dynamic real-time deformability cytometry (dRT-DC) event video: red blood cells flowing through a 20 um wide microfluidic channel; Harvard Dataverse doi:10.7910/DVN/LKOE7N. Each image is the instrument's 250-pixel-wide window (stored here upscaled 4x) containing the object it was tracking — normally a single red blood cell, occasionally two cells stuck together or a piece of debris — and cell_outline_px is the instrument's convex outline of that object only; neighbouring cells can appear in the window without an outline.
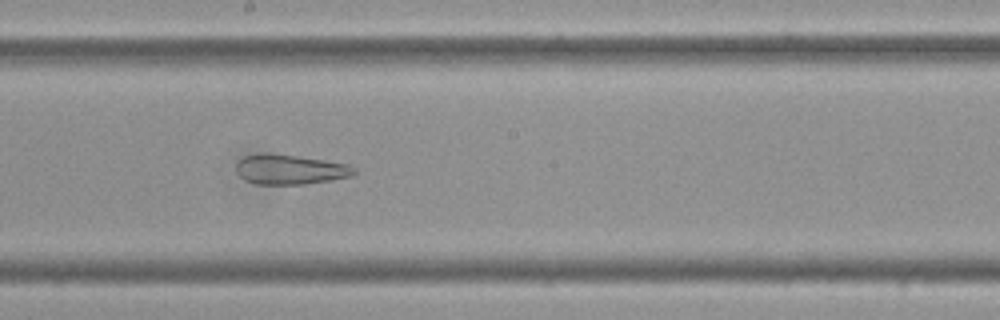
{"species": "Egyptian fruit bat (a non-hibernating species)", "species_latin": "Rousettus aegyptiacus", "temperature_condition": "cold", "stored_images_in_passage": 44, "camera_frame_rate_fps": 3000, "um_per_image_px": 0.085, "frame": {"image": 1, "passage_image": 19, "time_ms": 6.0, "image_size_px": [1000, 320], "cell_outline_px": [[356, 172], [352, 176], [332, 180], [304, 184], [256, 184], [244, 180], [236, 172], [236, 164], [244, 156], [264, 152], [272, 152], [324, 160], [348, 164], [356, 168]], "centroid_in_image_um": [24.64, 14.39], "position_along_channel_um": 223.6, "area_um2": 20.75}}
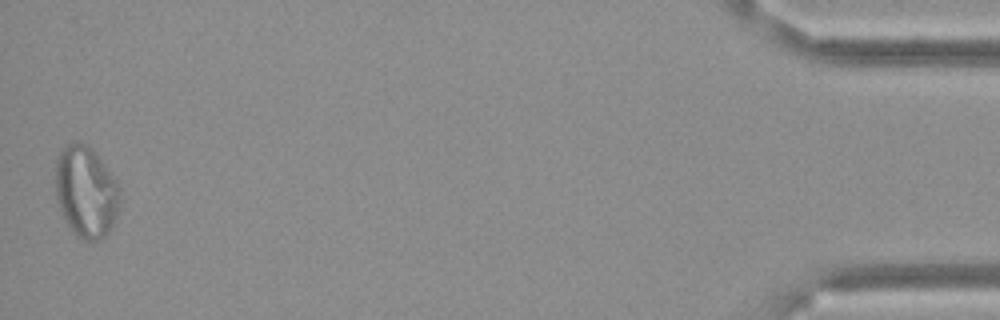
{"frame": {"image": 2, "passage_image": 44, "time_ms": 14.333, "image_size_px": [1000, 320], "cell_outline_px": [[120, 204], [112, 228], [100, 240], [84, 240], [76, 236], [68, 224], [60, 208], [56, 196], [56, 156], [72, 140], [80, 140], [92, 148], [120, 184]], "centroid_in_image_um": [7.33, 16.27], "position_along_channel_um": 427.9, "area_um2": 34.62}, "authors_computed_cell_mechanics": {"area_um2": 26.3857, "velocity_mm_per_s": 3.5097, "shape_relaxation_time_tau1_ms": null, "shape_relaxation_time_tau2_ms": 2.8428, "deformation_change_tau1": null, "deformation_change_tau2": 0.122}}